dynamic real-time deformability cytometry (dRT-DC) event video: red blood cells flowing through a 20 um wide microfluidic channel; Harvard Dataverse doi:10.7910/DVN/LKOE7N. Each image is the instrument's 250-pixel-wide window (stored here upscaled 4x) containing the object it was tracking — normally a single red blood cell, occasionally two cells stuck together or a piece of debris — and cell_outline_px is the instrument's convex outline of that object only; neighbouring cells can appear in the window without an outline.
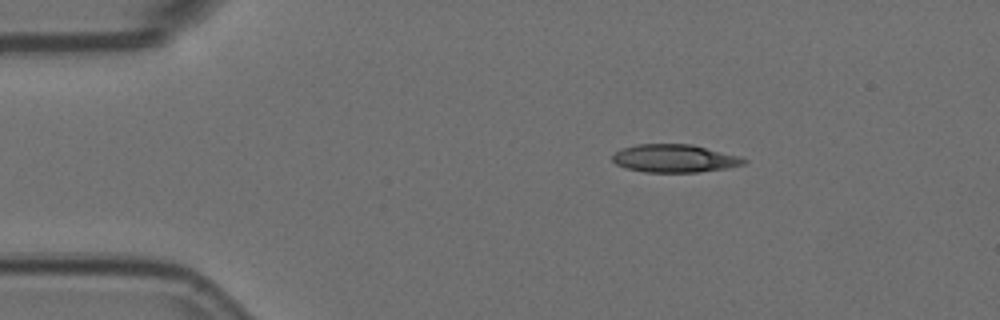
{"species": "Egyptian fruit bat (a non-hibernating species)", "species_latin": "Rousettus aegyptiacus", "temperature_condition": "room temperature", "stored_images_in_passage": 3, "camera_frame_rate_fps": 3000, "um_per_image_px": 0.085, "animal": {"sex": "female"}, "frame": {"image": 1, "passage_image": 1, "time_ms": 0.0, "image_size_px": [1000, 320], "cell_outline_px": [[748, 160], [744, 164], [724, 168], [696, 172], [644, 172], [624, 168], [616, 164], [612, 160], [612, 156], [620, 148], [636, 144], [692, 144], [740, 156]], "centroid_in_image_um": [57.29, 13.46], "position_along_channel_um": 27.7, "area_um2": 21.44}}
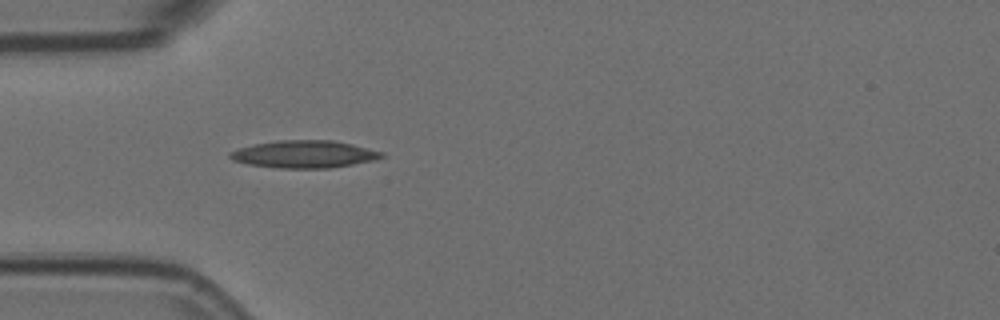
{"frame": {"image": 2, "passage_image": 3, "time_ms": 0.667, "image_size_px": [1000, 320], "cell_outline_px": [[384, 156], [376, 160], [328, 168], [280, 168], [248, 164], [232, 160], [228, 156], [228, 152], [252, 144], [276, 140], [332, 140], [352, 144], [384, 152]], "centroid_in_image_um": [25.84, 13.1], "position_along_channel_um": 59.2, "area_um2": 24.28}}